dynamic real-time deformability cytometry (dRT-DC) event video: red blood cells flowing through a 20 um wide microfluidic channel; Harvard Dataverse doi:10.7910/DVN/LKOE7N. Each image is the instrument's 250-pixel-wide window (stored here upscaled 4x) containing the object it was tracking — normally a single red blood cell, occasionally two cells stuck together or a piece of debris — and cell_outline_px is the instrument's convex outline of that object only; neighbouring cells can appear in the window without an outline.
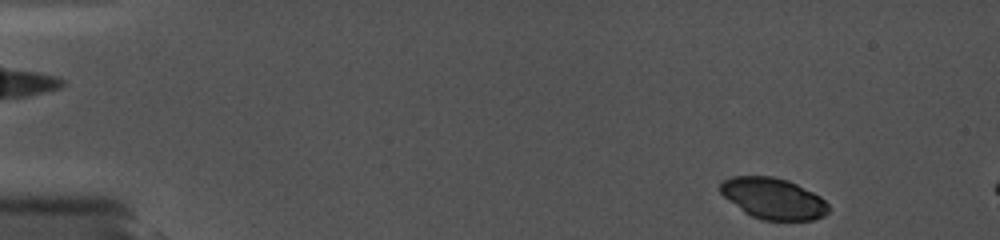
{"species": "common noctule bat (a hibernating species)", "species_latin": "Nyctalus noctula", "temperature_condition": "cold", "stored_images_in_passage": 5, "camera_frame_rate_fps": 5000, "um_per_image_px": 0.085, "animal": {"sex": "female", "body_mass_g": 19.0, "forearm_length_mm": 56.7}, "frame": {"image": 1, "passage_image": 1, "time_ms": 0.0, "image_size_px": [1000, 240], "cell_outline_px": [[828, 212], [824, 216], [812, 220], [760, 220], [744, 212], [728, 200], [720, 192], [720, 184], [724, 180], [732, 176], [772, 176], [788, 180], [820, 196], [828, 204]], "centroid_in_image_um": [65.71, 16.87], "position_along_channel_um": 19.3, "area_um2": 25.84}}